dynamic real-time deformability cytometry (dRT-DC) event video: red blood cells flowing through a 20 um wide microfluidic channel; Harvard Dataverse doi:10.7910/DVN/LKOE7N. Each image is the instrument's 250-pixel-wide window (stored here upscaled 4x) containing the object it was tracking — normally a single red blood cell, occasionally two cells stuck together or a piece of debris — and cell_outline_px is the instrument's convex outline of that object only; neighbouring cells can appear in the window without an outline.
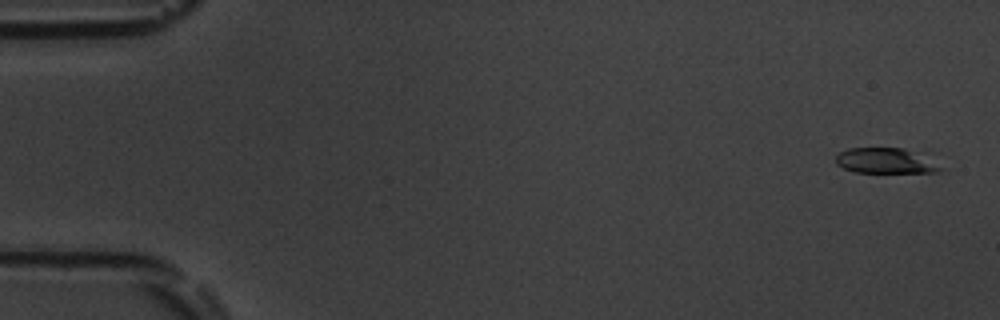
{"species": "common noctule bat (a hibernating species)", "species_latin": "Nyctalus noctula", "temperature_condition": "room temperature", "stored_images_in_passage": 54, "camera_frame_rate_fps": 3000, "um_per_image_px": 0.085, "animal": {"sex": "male", "body_mass_g": 19.5, "forearm_length_mm": 54.6}, "frame": {"image": 1, "passage_image": 2, "time_ms": 0.333, "image_size_px": [1000, 320], "cell_outline_px": [[944, 168], [940, 172], [856, 172], [844, 168], [836, 164], [836, 156], [840, 152], [848, 148], [904, 148]], "centroid_in_image_um": [75.19, 13.67], "position_along_channel_um": 9.8, "area_um2": 14.97}}
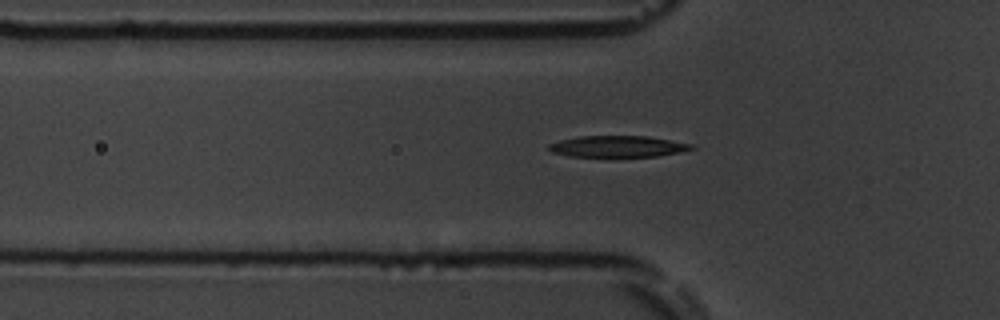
{"frame": {"image": 2, "passage_image": 18, "time_ms": 5.667, "image_size_px": [1000, 320], "cell_outline_px": [[696, 148], [680, 152], [656, 156], [612, 160], [568, 156], [552, 152], [548, 148], [548, 144], [560, 140], [580, 136], [648, 136], [696, 144]], "centroid_in_image_um": [52.52, 12.5], "position_along_channel_um": 73.3, "area_um2": 19.02}}
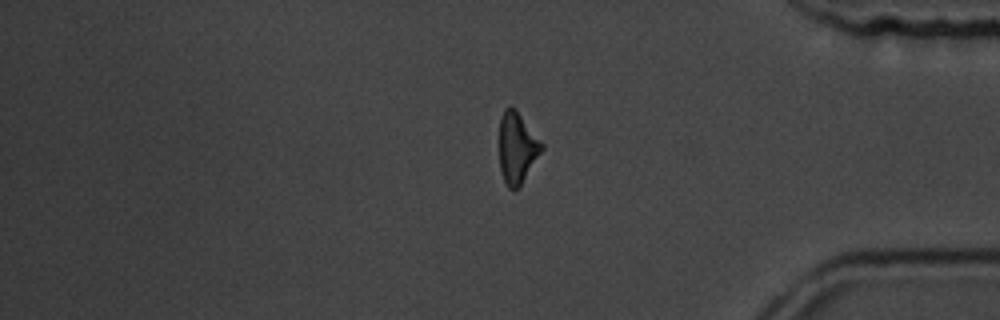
{"frame": {"image": 3, "passage_image": 45, "time_ms": 14.667, "image_size_px": [1000, 320], "cell_outline_px": [[544, 148], [520, 188], [512, 192], [508, 188], [504, 180], [500, 168], [500, 116], [504, 108], [508, 104], [520, 116], [544, 144]], "centroid_in_image_um": [43.95, 12.63], "position_along_channel_um": 391.2, "area_um2": 17.57}, "authors_computed_cell_mechanics": {"area_um2": 17.8602, "velocity_mm_per_s": 3.7841, "shape_relaxation_time_tau1_ms": 2.5629, "shape_relaxation_time_tau2_ms": 4.3943, "deformation_change_tau1": 0.1304, "deformation_change_tau2": 0.1491}}